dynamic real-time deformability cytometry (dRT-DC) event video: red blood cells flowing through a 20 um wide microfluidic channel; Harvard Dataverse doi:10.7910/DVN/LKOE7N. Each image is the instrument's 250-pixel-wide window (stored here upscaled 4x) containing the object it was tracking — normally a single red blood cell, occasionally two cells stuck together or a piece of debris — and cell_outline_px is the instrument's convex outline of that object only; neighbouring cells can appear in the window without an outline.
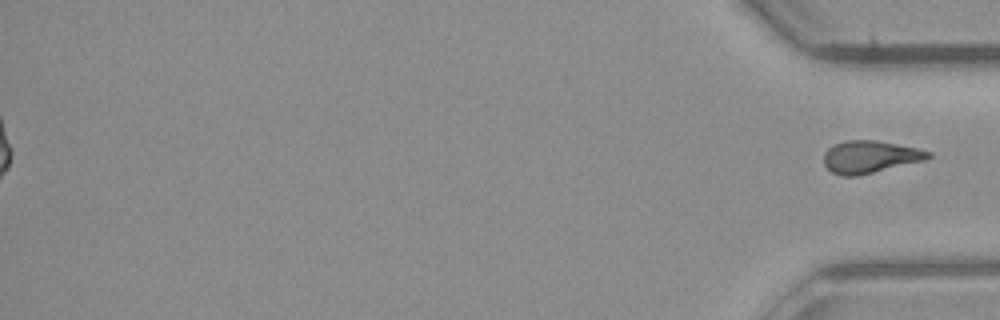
{"species": "common noctule bat (a hibernating species)", "species_latin": "Nyctalus noctula", "temperature_condition": "room temperature", "stored_images_in_passage": 44, "segment_of_instrument_passage": [2, 2], "camera_frame_rate_fps": 3000, "um_per_image_px": 0.085, "animal": {"sex": "male", "body_mass_g": 23.1, "forearm_length_mm": 52.7}, "frame": {"image": 1, "passage_image": 44, "time_ms": 14.333, "image_size_px": [1000, 320], "cell_outline_px": [[932, 156], [924, 160], [856, 176], [840, 176], [832, 172], [824, 164], [824, 152], [828, 148], [836, 144], [848, 140], [876, 140], [916, 148], [932, 152]], "centroid_in_image_um": [73.93, 13.33], "position_along_channel_um": 361.3, "area_um2": 19.42}}